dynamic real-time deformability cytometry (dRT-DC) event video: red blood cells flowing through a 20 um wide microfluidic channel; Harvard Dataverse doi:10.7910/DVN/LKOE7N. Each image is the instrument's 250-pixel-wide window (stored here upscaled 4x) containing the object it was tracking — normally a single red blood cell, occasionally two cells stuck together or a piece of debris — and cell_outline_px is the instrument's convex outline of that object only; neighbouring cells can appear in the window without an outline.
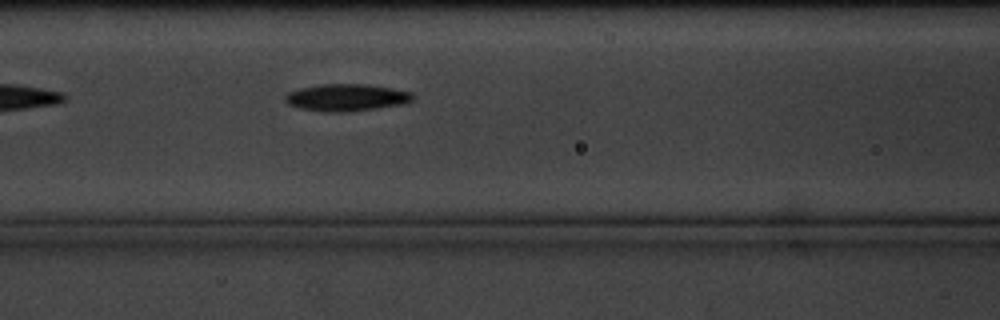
{"species": "common noctule bat (a hibernating species)", "species_latin": "Nyctalus noctula", "temperature_condition": "cold", "stored_images_in_passage": 7, "camera_frame_rate_fps": 3000, "um_per_image_px": 0.085, "animal": {"sex": "male", "body_mass_g": 20.1, "forearm_length_mm": 53.5}, "frame": {"image": 1, "passage_image": 6, "time_ms": 5.667, "image_size_px": [1000, 320], "cell_outline_px": [[416, 96], [412, 100], [404, 104], [376, 108], [340, 112], [324, 112], [300, 108], [288, 104], [284, 100], [284, 96], [288, 92], [300, 88], [320, 84], [368, 84], [392, 88], [412, 92]], "centroid_in_image_um": [29.45, 8.28], "position_along_channel_um": 137.1, "area_um2": 20.23}}